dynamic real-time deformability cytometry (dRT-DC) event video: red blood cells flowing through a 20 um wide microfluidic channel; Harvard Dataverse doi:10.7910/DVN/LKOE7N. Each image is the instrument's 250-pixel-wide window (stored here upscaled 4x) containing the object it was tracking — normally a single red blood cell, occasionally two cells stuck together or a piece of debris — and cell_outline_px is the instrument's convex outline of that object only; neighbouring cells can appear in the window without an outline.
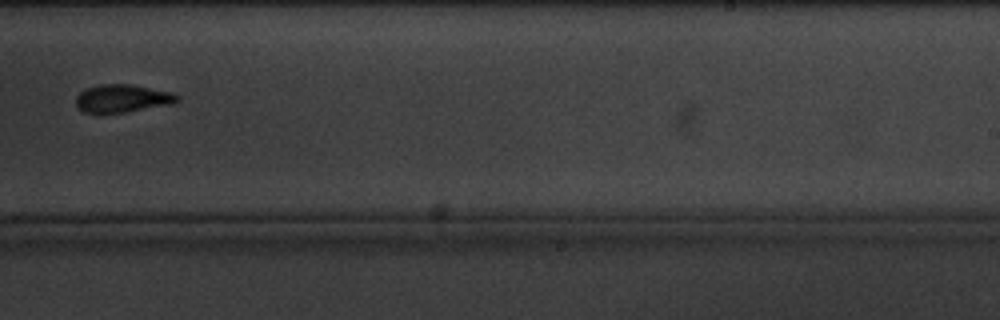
{"species": "common noctule bat (a hibernating species)", "species_latin": "Nyctalus noctula", "temperature_condition": "cold", "stored_images_in_passage": 9, "camera_frame_rate_fps": 3000, "um_per_image_px": 0.085, "animal": {"sex": "male", "body_mass_g": 20.1, "forearm_length_mm": 53.5}, "frame": {"image": 1, "passage_image": 8, "time_ms": 8.333, "image_size_px": [1000, 320], "cell_outline_px": [[180, 100], [172, 104], [124, 112], [84, 112], [76, 108], [76, 96], [84, 88], [100, 84], [132, 84], [176, 92], [180, 96]], "centroid_in_image_um": [10.44, 8.34], "position_along_channel_um": 278.6, "area_um2": 16.7}}